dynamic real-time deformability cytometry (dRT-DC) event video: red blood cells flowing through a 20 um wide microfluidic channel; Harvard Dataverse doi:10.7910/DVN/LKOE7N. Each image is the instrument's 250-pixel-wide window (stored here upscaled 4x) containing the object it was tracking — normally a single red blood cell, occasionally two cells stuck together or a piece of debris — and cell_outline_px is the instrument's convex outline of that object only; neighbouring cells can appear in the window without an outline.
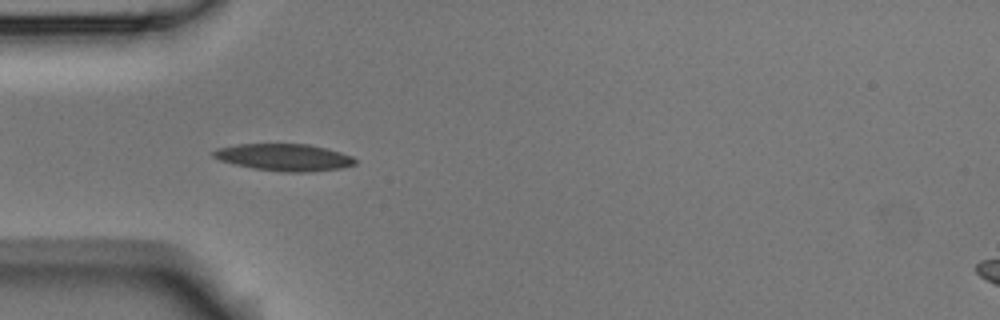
{"species": "Egyptian fruit bat (a non-hibernating species)", "species_latin": "Rousettus aegyptiacus", "temperature_condition": "room temperature", "stored_images_in_passage": 52, "camera_frame_rate_fps": 3000, "um_per_image_px": 0.085, "animal": {"sex": "male"}, "frame": {"image": 1, "passage_image": 15, "time_ms": 4.667, "image_size_px": [1000, 320], "cell_outline_px": [[356, 164], [340, 168], [308, 172], [284, 172], [252, 168], [220, 160], [212, 156], [212, 152], [216, 148], [240, 144], [308, 144], [340, 152], [352, 156], [356, 160]], "centroid_in_image_um": [24.15, 13.37], "position_along_channel_um": 60.9, "area_um2": 22.14}}
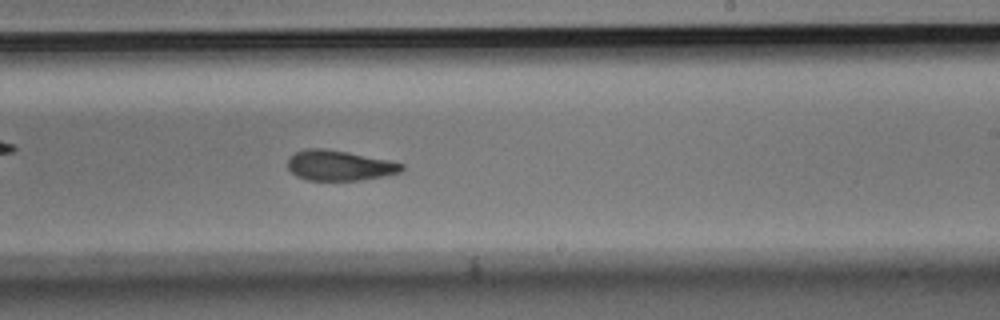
{"frame": {"image": 2, "passage_image": 31, "time_ms": 10.0, "image_size_px": [1000, 320], "cell_outline_px": [[404, 168], [400, 172], [384, 176], [360, 180], [308, 180], [296, 176], [288, 168], [288, 160], [296, 152], [304, 148], [324, 148], [348, 152], [388, 160], [404, 164]], "centroid_in_image_um": [28.84, 14.06], "position_along_channel_um": 260.2, "area_um2": 20.0}}
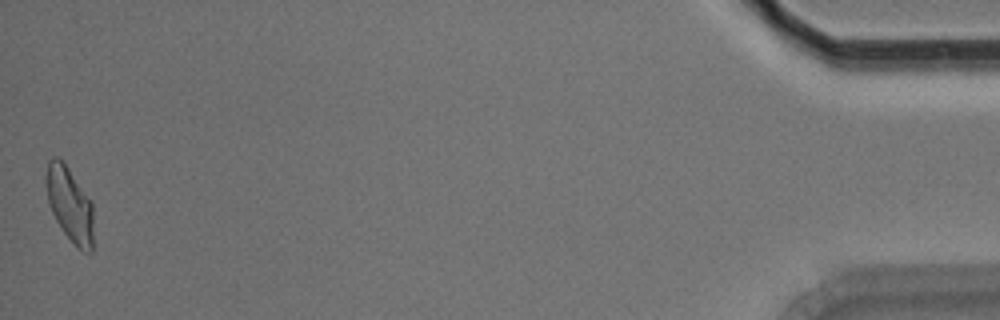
{"frame": {"image": 3, "passage_image": 52, "time_ms": 17.0, "image_size_px": [1000, 320], "cell_outline_px": [[92, 252], [84, 252], [76, 248], [64, 232], [56, 220], [52, 212], [48, 200], [44, 180], [44, 176], [48, 160], [52, 156], [56, 156], [64, 160], [92, 204]], "centroid_in_image_um": [5.88, 17.32], "position_along_channel_um": 429.3, "area_um2": 20.69}, "authors_computed_cell_mechanics": {"area_um2": 20.8947, "velocity_mm_per_s": 3.7556, "shape_relaxation_time_tau1_ms": 3.6887, "shape_relaxation_time_tau2_ms": 3.6615, "deformation_change_tau1": 0.1512, "deformation_change_tau2": 0.109}}